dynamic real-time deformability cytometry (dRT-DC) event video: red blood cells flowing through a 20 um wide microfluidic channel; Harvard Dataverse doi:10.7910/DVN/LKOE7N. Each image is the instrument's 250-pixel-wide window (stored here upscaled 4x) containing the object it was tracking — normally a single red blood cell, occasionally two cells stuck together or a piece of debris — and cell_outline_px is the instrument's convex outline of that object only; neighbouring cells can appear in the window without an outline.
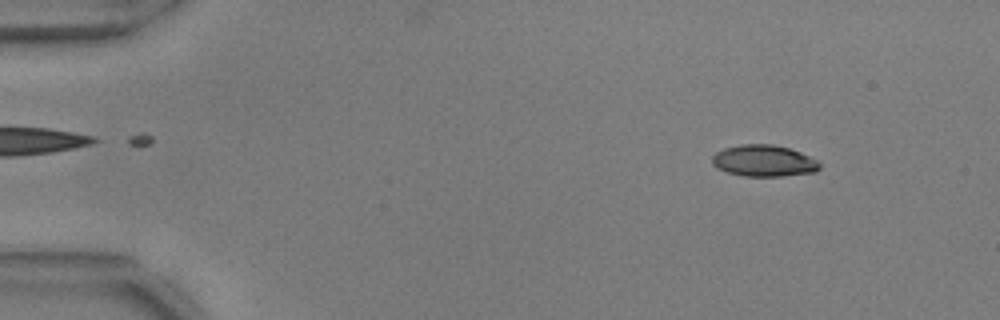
{"species": "common noctule bat (a hibernating species)", "species_latin": "Nyctalus noctula", "temperature_condition": "warm", "stored_images_in_passage": 45, "camera_frame_rate_fps": 3000, "um_per_image_px": 0.085, "animal": {"sex": "male", "body_mass_g": 17.9, "forearm_length_mm": 54.2}, "frame": {"image": 1, "passage_image": 6, "time_ms": 1.667, "image_size_px": [1000, 320], "cell_outline_px": [[820, 168], [816, 172], [780, 176], [744, 176], [728, 172], [716, 168], [712, 164], [712, 156], [716, 152], [724, 148], [740, 144], [772, 144], [788, 148], [800, 152], [816, 160], [820, 164]], "centroid_in_image_um": [64.9, 13.67], "position_along_channel_um": 20.1, "area_um2": 19.71}}
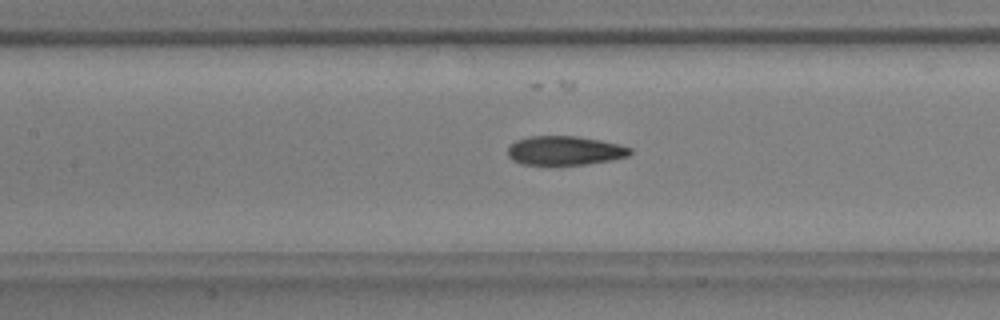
{"frame": {"image": 2, "passage_image": 25, "time_ms": 8.0, "image_size_px": [1000, 320], "cell_outline_px": [[632, 152], [628, 156], [612, 160], [588, 164], [520, 164], [512, 160], [508, 156], [508, 148], [516, 140], [528, 136], [576, 136], [600, 140], [620, 144], [632, 148]], "centroid_in_image_um": [48.02, 12.79], "position_along_channel_um": 159.4, "area_um2": 20.75}}
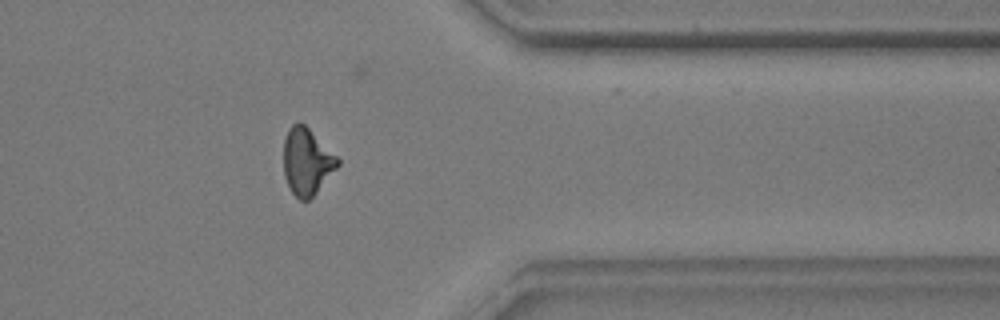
{"frame": {"image": 3, "passage_image": 44, "time_ms": 14.333, "image_size_px": [1000, 320], "cell_outline_px": [[340, 164], [316, 192], [308, 200], [300, 200], [292, 192], [284, 176], [284, 140], [288, 128], [296, 120], [304, 124], [340, 160]], "centroid_in_image_um": [26.06, 13.71], "position_along_channel_um": 385.3, "area_um2": 20.69}}